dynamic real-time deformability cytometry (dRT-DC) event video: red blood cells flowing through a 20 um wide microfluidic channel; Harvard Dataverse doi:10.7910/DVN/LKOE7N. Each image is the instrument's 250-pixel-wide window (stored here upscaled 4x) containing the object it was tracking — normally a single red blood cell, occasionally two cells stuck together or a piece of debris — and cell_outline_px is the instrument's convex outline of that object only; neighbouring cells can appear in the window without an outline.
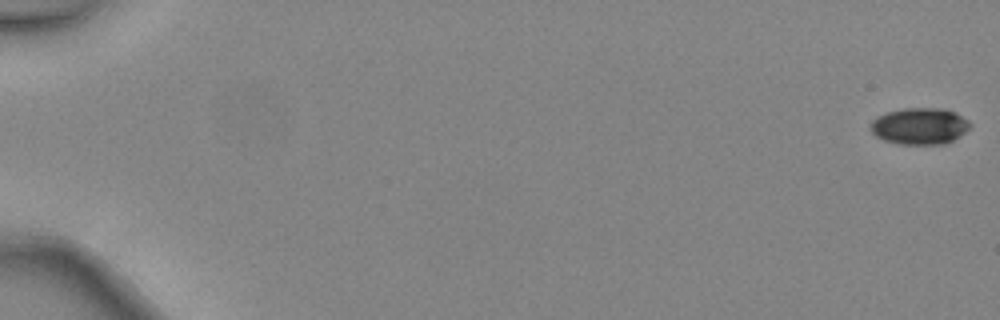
{"species": "common noctule bat (a hibernating species)", "species_latin": "Nyctalus noctula", "temperature_condition": "warm", "stored_images_in_passage": 6, "camera_frame_rate_fps": 3000, "um_per_image_px": 0.085, "animal": {"sex": "female", "body_mass_g": 24.6, "forearm_length_mm": 56.2}, "frame": {"image": 1, "passage_image": 1, "time_ms": 0.0, "image_size_px": [1000, 320], "cell_outline_px": [[972, 124], [960, 136], [944, 144], [900, 144], [884, 140], [876, 136], [868, 128], [872, 120], [876, 116], [888, 112], [904, 108], [940, 108], [956, 112], [968, 120]], "centroid_in_image_um": [78.15, 10.71], "position_along_channel_um": 6.9, "area_um2": 21.27}}